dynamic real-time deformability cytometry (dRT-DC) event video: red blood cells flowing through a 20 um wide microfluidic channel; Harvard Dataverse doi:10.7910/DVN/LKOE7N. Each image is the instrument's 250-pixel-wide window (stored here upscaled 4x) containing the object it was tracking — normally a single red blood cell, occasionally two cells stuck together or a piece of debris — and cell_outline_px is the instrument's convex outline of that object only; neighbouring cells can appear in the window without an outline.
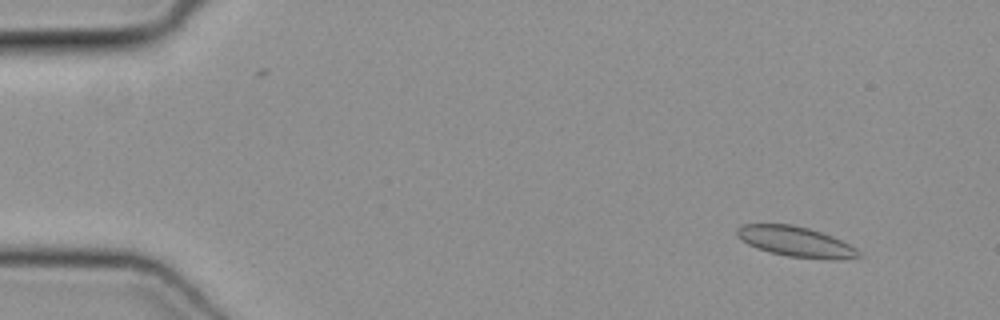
{"species": "common noctule bat (a hibernating species)", "species_latin": "Nyctalus noctula", "temperature_condition": "cold", "stored_images_in_passage": 15, "camera_frame_rate_fps": 3000, "um_per_image_px": 0.085, "animal": {"sex": "female", "body_mass_g": 19.3, "forearm_length_mm": 54.1}, "frame": {"image": 1, "passage_image": 5, "time_ms": 1.333, "image_size_px": [1000, 320], "cell_outline_px": [[864, 256], [844, 260], [832, 260], [788, 256], [756, 248], [748, 244], [736, 236], [736, 228], [740, 224], [792, 224], [808, 228], [832, 236], [856, 248]], "centroid_in_image_um": [67.65, 20.55], "position_along_channel_um": 17.3, "area_um2": 21.56}}
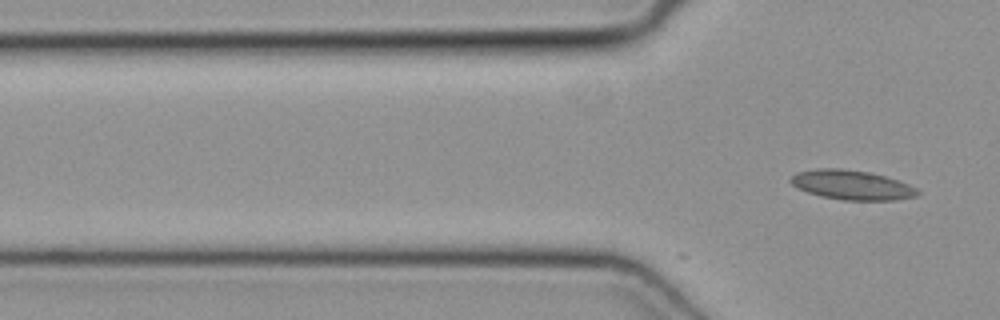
{"frame": {"image": 2, "passage_image": 15, "time_ms": 4.667, "image_size_px": [1000, 320], "cell_outline_px": [[920, 192], [916, 196], [896, 200], [844, 200], [820, 196], [796, 188], [788, 180], [796, 172], [816, 168], [840, 168], [872, 172], [908, 184], [916, 188]], "centroid_in_image_um": [72.37, 15.71], "position_along_channel_um": 53.4, "area_um2": 21.91}}